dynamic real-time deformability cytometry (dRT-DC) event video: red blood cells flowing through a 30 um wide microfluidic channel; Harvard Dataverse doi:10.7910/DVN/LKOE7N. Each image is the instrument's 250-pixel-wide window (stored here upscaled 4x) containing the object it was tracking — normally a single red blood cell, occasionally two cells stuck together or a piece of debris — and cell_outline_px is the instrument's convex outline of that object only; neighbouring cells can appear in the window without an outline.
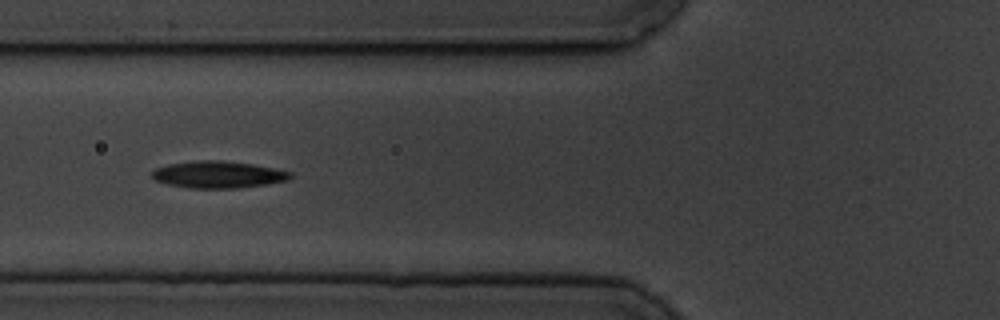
{"species": "common noctule bat (a hibernating species)", "species_latin": "Nyctalus noctula", "temperature_condition": "cold", "stored_images_in_passage": 9, "camera_frame_rate_fps": 3000, "um_per_image_px": 0.085, "animal": {"sex": "male", "body_mass_g": 19.5, "forearm_length_mm": 54.6}, "frame": {"image": 1, "passage_image": 6, "time_ms": 6.0, "image_size_px": [1000, 320], "cell_outline_px": [[292, 176], [288, 180], [268, 184], [236, 188], [188, 188], [168, 184], [156, 180], [152, 176], [152, 172], [156, 168], [168, 164], [196, 160], [220, 160], [252, 164], [292, 172]], "centroid_in_image_um": [18.54, 14.84], "position_along_channel_um": 107.3, "area_um2": 21.62}}
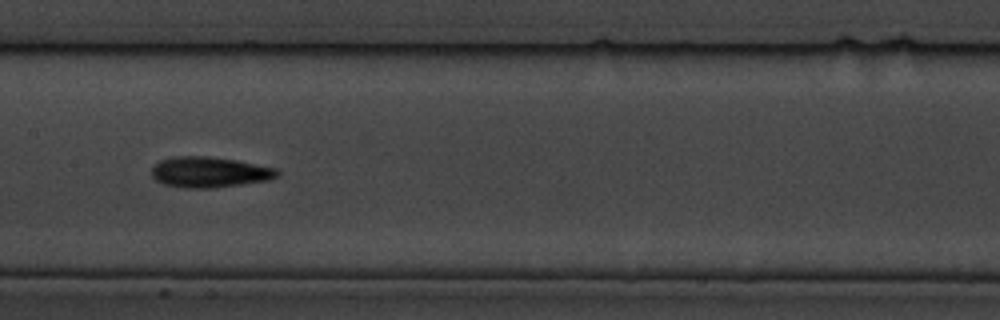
{"frame": {"image": 2, "passage_image": 8, "time_ms": 8.333, "image_size_px": [1000, 320], "cell_outline_px": [[280, 176], [268, 180], [212, 188], [184, 188], [164, 184], [156, 180], [152, 176], [152, 168], [160, 160], [172, 156], [208, 156], [236, 160], [276, 168], [280, 172]], "centroid_in_image_um": [17.8, 14.63], "position_along_channel_um": 189.6, "area_um2": 22.43}}
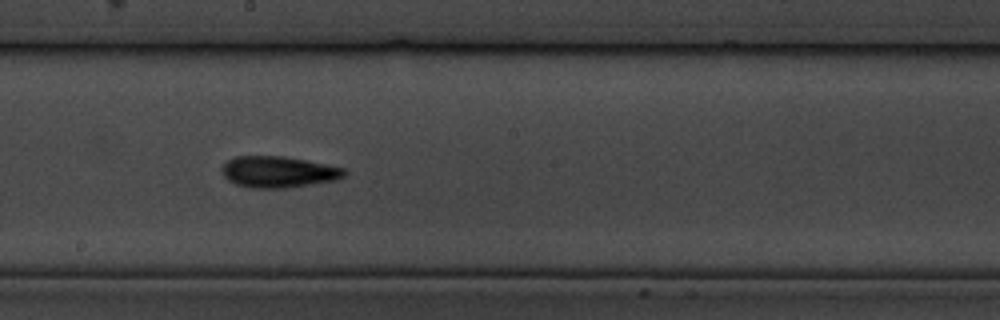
{"frame": {"image": 3, "passage_image": 9, "time_ms": 9.333, "image_size_px": [1000, 320], "cell_outline_px": [[348, 172], [344, 176], [336, 180], [288, 188], [252, 188], [236, 184], [228, 180], [224, 176], [220, 168], [228, 160], [236, 156], [284, 156], [344, 168]], "centroid_in_image_um": [23.65, 14.62], "position_along_channel_um": 224.6, "area_um2": 22.31}}